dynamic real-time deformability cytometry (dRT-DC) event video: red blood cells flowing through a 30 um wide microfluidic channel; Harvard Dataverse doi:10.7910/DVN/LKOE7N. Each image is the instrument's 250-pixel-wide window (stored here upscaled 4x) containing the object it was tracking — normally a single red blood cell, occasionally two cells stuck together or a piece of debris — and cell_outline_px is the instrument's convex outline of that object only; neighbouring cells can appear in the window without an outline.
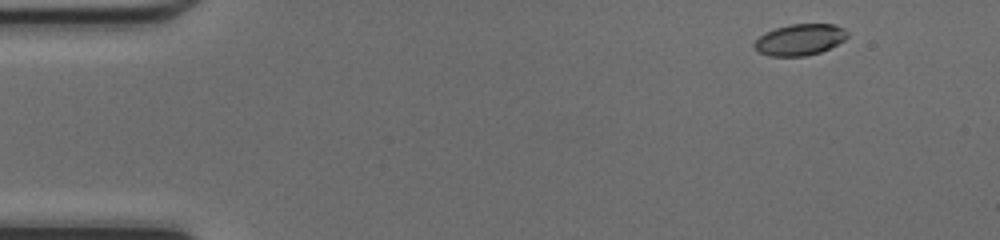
{"species": "common noctule bat (a hibernating species)", "species_latin": "Nyctalus noctula", "temperature_condition": "cold", "stored_images_in_passage": 45, "camera_frame_rate_fps": 3000, "um_per_image_px": 0.085, "animal": {"sex": "female", "body_mass_g": 17.0, "forearm_length_mm": 48.0}, "frame": {"image": 1, "passage_image": 1, "time_ms": 0.0, "image_size_px": [1000, 240], "cell_outline_px": [[848, 36], [844, 40], [820, 52], [804, 56], [768, 56], [760, 52], [752, 44], [760, 36], [776, 28], [792, 24], [832, 24], [844, 28], [848, 32]], "centroid_in_image_um": [68.0, 3.37], "position_along_channel_um": 17.0, "area_um2": 16.7}}
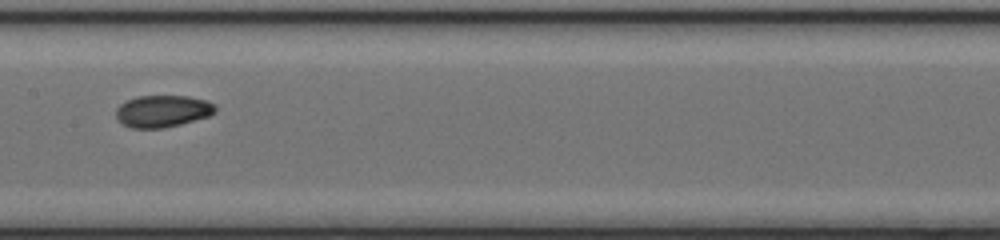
{"frame": {"image": 2, "passage_image": 21, "time_ms": 6.667, "image_size_px": [1000, 240], "cell_outline_px": [[216, 112], [208, 116], [180, 124], [164, 128], [132, 128], [124, 124], [116, 116], [116, 108], [120, 104], [136, 96], [188, 96], [208, 100], [216, 104]], "centroid_in_image_um": [13.85, 9.43], "position_along_channel_um": 193.5, "area_um2": 18.5}}
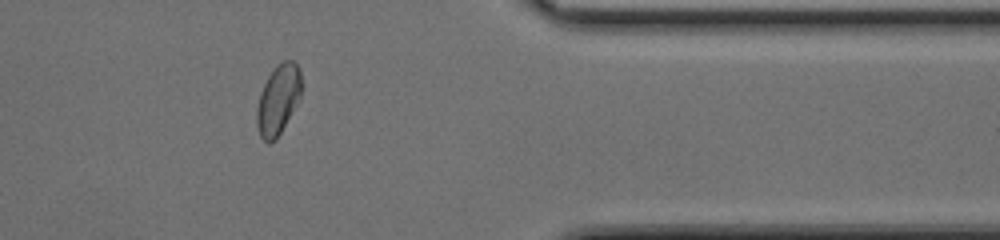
{"frame": {"image": 3, "passage_image": 36, "time_ms": 11.667, "image_size_px": [1000, 240], "cell_outline_px": [[300, 100], [276, 140], [268, 144], [260, 136], [256, 124], [256, 108], [260, 92], [268, 76], [276, 64], [284, 60], [292, 60], [300, 68]], "centroid_in_image_um": [23.63, 8.48], "position_along_channel_um": 387.8, "area_um2": 18.32}, "authors_computed_cell_mechanics": {"area_um2": 18.2648, "velocity_mm_per_s": 4.2637, "shape_relaxation_time_tau1_ms": 8.5717, "shape_relaxation_time_tau2_ms": 2.259, "deformation_change_tau1": 0.2125, "deformation_change_tau2": 0.0507}}